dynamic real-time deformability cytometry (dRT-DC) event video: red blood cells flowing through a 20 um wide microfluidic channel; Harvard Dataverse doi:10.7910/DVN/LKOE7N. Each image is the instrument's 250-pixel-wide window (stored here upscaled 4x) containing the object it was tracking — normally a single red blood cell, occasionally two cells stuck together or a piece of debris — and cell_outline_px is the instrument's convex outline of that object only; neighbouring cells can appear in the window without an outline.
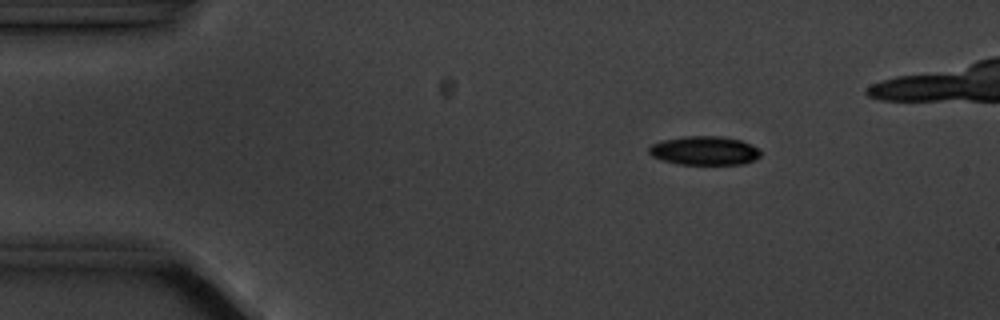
{"species": "common noctule bat (a hibernating species)", "species_latin": "Nyctalus noctula", "temperature_condition": "cold", "stored_images_in_passage": 5, "camera_frame_rate_fps": 3000, "um_per_image_px": 0.085, "animal": {"sex": "male", "body_mass_g": 20.1, "forearm_length_mm": 53.5}, "frame": {"image": 1, "passage_image": 2, "time_ms": 1.0, "image_size_px": [1000, 320], "cell_outline_px": [[760, 156], [756, 160], [744, 164], [676, 164], [660, 160], [652, 156], [648, 152], [648, 148], [652, 144], [664, 140], [684, 136], [720, 136], [740, 140], [760, 148]], "centroid_in_image_um": [59.88, 12.81], "position_along_channel_um": 25.1, "area_um2": 18.9}}